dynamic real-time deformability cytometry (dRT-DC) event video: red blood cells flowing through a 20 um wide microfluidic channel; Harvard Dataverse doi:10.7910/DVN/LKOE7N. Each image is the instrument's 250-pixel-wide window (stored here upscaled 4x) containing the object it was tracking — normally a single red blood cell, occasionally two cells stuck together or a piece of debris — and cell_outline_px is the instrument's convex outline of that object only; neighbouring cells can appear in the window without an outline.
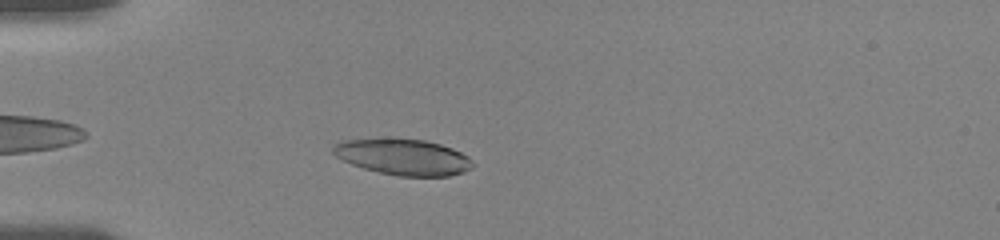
{"species": "human", "species_latin": "Homo sapiens", "temperature_condition": "room temperature", "stored_images_in_passage": 40, "camera_frame_rate_fps": 3000, "um_per_image_px": 0.085, "donor": {"sex": "female"}, "frame": {"image": 1, "passage_image": 5, "time_ms": 1.0, "image_size_px": [1000, 240], "cell_outline_px": [[476, 164], [472, 168], [464, 172], [448, 176], [400, 176], [380, 172], [364, 168], [352, 164], [336, 156], [332, 152], [332, 148], [336, 144], [344, 140], [424, 140], [440, 144], [452, 148], [468, 156]], "centroid_in_image_um": [34.35, 13.37], "position_along_channel_um": 50.7, "area_um2": 28.67}}
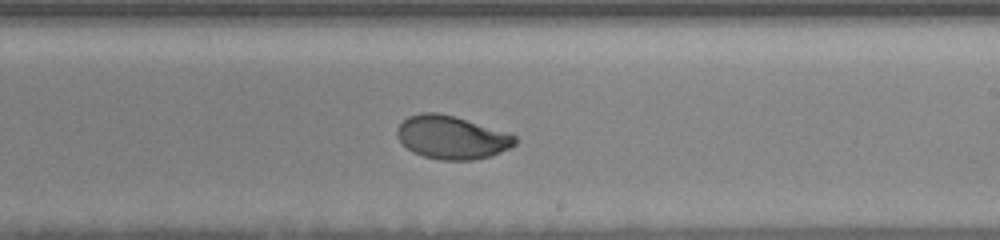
{"frame": {"image": 2, "passage_image": 23, "time_ms": 7.0, "image_size_px": [1000, 240], "cell_outline_px": [[516, 144], [492, 156], [472, 160], [440, 160], [424, 156], [412, 152], [400, 140], [396, 132], [396, 128], [408, 116], [420, 112], [436, 112], [456, 116], [508, 132], [516, 136]], "centroid_in_image_um": [38.4, 11.67], "position_along_channel_um": 250.6, "area_um2": 29.82}}
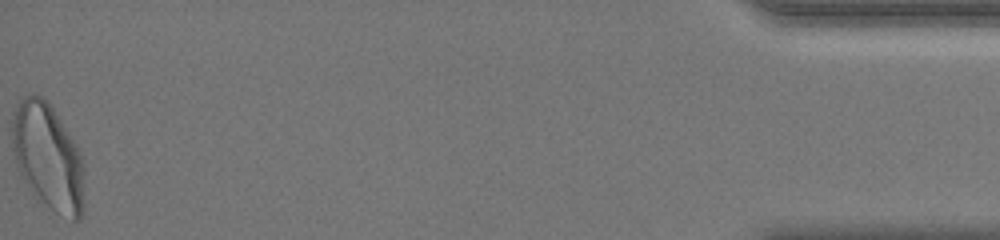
{"frame": {"image": 3, "passage_image": 40, "time_ms": 14.333, "image_size_px": [1000, 240], "cell_outline_px": [[84, 212], [80, 220], [72, 220], [56, 212], [36, 200], [20, 172], [16, 164], [12, 148], [12, 112], [20, 100], [24, 96], [32, 92], [40, 96], [52, 108], [80, 152], [84, 164]], "centroid_in_image_um": [4.08, 13.38], "position_along_channel_um": 431.1, "area_um2": 45.03}, "authors_computed_cell_mechanics": {"area_um2": 30.0271, "velocity_mm_per_s": 3.6185, "shape_relaxation_time_tau1_ms": 3.6581, "shape_relaxation_time_tau2_ms": 0.9957, "deformation_change_tau1": 0.1513, "deformation_change_tau2": 0.0391}}